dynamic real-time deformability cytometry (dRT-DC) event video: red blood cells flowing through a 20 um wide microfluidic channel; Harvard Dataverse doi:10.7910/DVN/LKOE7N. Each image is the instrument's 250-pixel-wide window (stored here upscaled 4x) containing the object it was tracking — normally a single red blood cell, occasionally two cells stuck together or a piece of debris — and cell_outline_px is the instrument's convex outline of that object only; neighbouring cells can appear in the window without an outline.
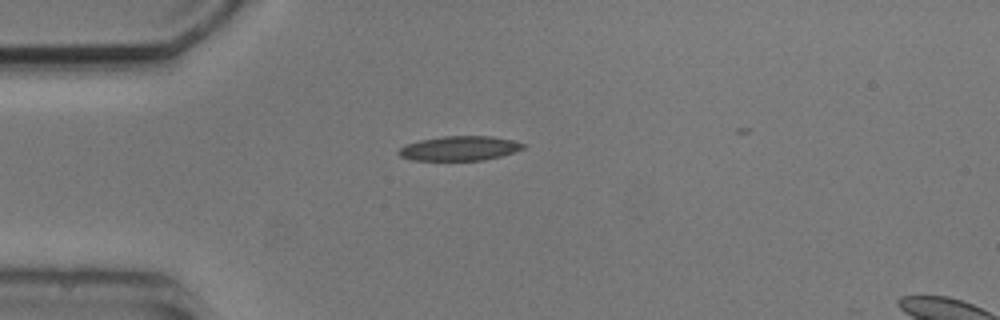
{"species": "common noctule bat (a hibernating species)", "species_latin": "Nyctalus noctula", "temperature_condition": "cold", "stored_images_in_passage": 2, "camera_frame_rate_fps": 3000, "um_per_image_px": 0.085, "animal": {"sex": "male", "body_mass_g": 20.5, "forearm_length_mm": 52.5}, "frame": {"image": 1, "passage_image": 2, "time_ms": 1.333, "image_size_px": [1000, 320], "cell_outline_px": [[528, 144], [524, 148], [500, 156], [484, 160], [412, 160], [400, 156], [396, 152], [400, 148], [408, 144], [420, 140], [444, 136], [492, 136], [512, 140]], "centroid_in_image_um": [39.07, 12.6], "position_along_channel_um": 45.9, "area_um2": 17.69}}